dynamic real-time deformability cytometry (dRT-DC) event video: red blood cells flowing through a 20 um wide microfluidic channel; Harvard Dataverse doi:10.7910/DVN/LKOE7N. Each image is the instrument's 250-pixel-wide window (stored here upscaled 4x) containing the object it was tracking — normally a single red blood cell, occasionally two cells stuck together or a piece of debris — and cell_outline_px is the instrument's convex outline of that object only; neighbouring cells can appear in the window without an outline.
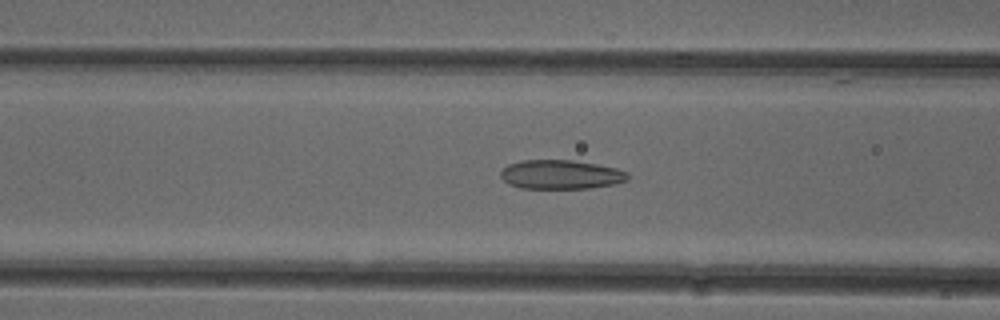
{"species": "common noctule bat (a hibernating species)", "species_latin": "Nyctalus noctula", "temperature_condition": "cold", "stored_images_in_passage": 50, "camera_frame_rate_fps": 3000, "um_per_image_px": 0.085, "animal": {"sex": "female"}, "frame": {"image": 1, "passage_image": 19, "time_ms": 6.0, "image_size_px": [1000, 320], "cell_outline_px": [[628, 180], [616, 184], [588, 188], [520, 188], [508, 184], [500, 176], [500, 172], [508, 164], [520, 160], [572, 160], [596, 164], [616, 168], [628, 172]], "centroid_in_image_um": [47.66, 14.83], "position_along_channel_um": 118.9, "area_um2": 21.62}}
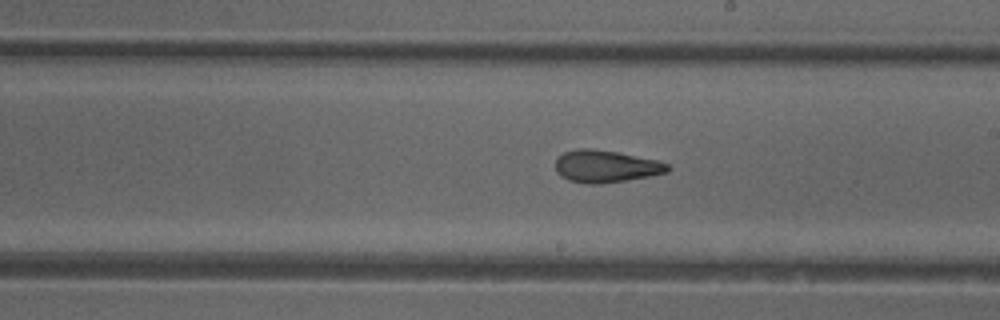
{"frame": {"image": 2, "passage_image": 28, "time_ms": 9.0, "image_size_px": [1000, 320], "cell_outline_px": [[672, 168], [668, 172], [648, 176], [600, 184], [588, 184], [568, 180], [560, 176], [556, 172], [556, 156], [564, 152], [576, 148], [592, 148], [616, 152], [656, 160], [668, 164]], "centroid_in_image_um": [51.45, 14.13], "position_along_channel_um": 237.6, "area_um2": 21.1}}
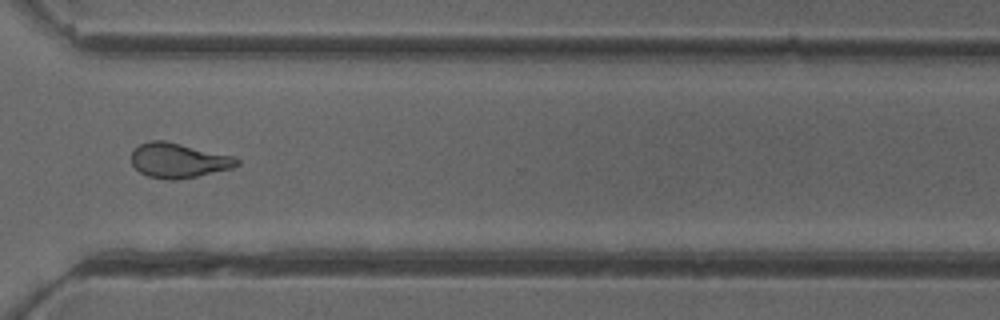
{"frame": {"image": 3, "passage_image": 37, "time_ms": 12.0, "image_size_px": [1000, 320], "cell_outline_px": [[240, 164], [232, 168], [196, 176], [176, 180], [168, 180], [148, 176], [140, 172], [132, 164], [132, 152], [140, 144], [152, 140], [164, 140], [236, 156], [240, 160]], "centroid_in_image_um": [15.21, 13.63], "position_along_channel_um": 355.4, "area_um2": 21.39}, "authors_computed_cell_mechanics": {"area_um2": 21.7328, "velocity_mm_per_s": 3.9432, "shape_relaxation_time_tau1_ms": null, "shape_relaxation_time_tau2_ms": 1.9308, "deformation_change_tau1": null, "deformation_change_tau2": 0.098}}